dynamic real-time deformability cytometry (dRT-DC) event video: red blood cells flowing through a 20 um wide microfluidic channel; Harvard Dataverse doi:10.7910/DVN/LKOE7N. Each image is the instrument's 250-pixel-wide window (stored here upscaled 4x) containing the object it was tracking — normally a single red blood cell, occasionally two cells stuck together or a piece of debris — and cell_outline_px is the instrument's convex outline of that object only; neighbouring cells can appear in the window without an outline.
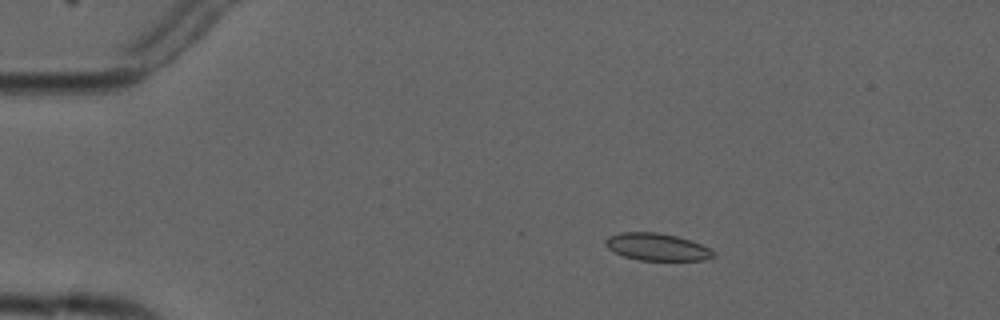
{"species": "common noctule bat (a hibernating species)", "species_latin": "Nyctalus noctula", "temperature_condition": "cold", "stored_images_in_passage": 5, "camera_frame_rate_fps": 3000, "um_per_image_px": 0.085, "animal": {"sex": "male", "forearm_length_mm": 52.5}, "frame": {"image": 1, "passage_image": 3, "time_ms": 2.333, "image_size_px": [1000, 320], "cell_outline_px": [[716, 256], [704, 260], [636, 260], [624, 256], [608, 248], [604, 244], [604, 240], [608, 236], [620, 232], [656, 232], [676, 236], [700, 244], [716, 252]], "centroid_in_image_um": [55.82, 20.99], "position_along_channel_um": 29.2, "area_um2": 17.11}}
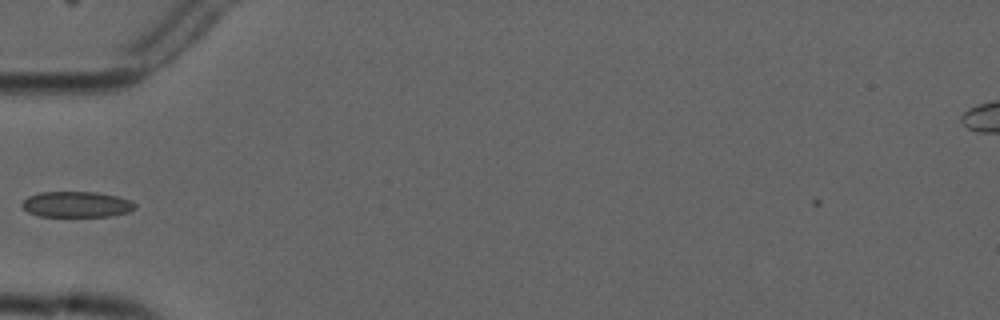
{"frame": {"image": 2, "passage_image": 5, "time_ms": 5.333, "image_size_px": [1000, 320], "cell_outline_px": [[136, 208], [128, 212], [108, 216], [40, 216], [28, 212], [20, 204], [28, 196], [40, 192], [96, 192], [116, 196], [132, 200], [136, 204]], "centroid_in_image_um": [6.52, 17.37], "position_along_channel_um": 78.5, "area_um2": 16.94}}